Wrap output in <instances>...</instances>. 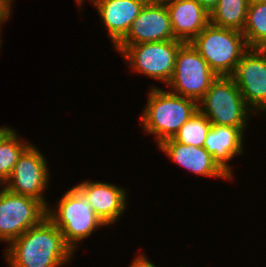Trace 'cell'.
<instances>
[{"label":"cell","instance_id":"8","mask_svg":"<svg viewBox=\"0 0 266 267\" xmlns=\"http://www.w3.org/2000/svg\"><path fill=\"white\" fill-rule=\"evenodd\" d=\"M47 207L39 200L6 188L0 193V242L7 245L47 217Z\"/></svg>","mask_w":266,"mask_h":267},{"label":"cell","instance_id":"4","mask_svg":"<svg viewBox=\"0 0 266 267\" xmlns=\"http://www.w3.org/2000/svg\"><path fill=\"white\" fill-rule=\"evenodd\" d=\"M198 110L212 125L239 128L244 134L254 115L230 76H218L198 102Z\"/></svg>","mask_w":266,"mask_h":267},{"label":"cell","instance_id":"25","mask_svg":"<svg viewBox=\"0 0 266 267\" xmlns=\"http://www.w3.org/2000/svg\"><path fill=\"white\" fill-rule=\"evenodd\" d=\"M10 127L9 126H1L0 127V138H1V136L9 129Z\"/></svg>","mask_w":266,"mask_h":267},{"label":"cell","instance_id":"3","mask_svg":"<svg viewBox=\"0 0 266 267\" xmlns=\"http://www.w3.org/2000/svg\"><path fill=\"white\" fill-rule=\"evenodd\" d=\"M55 203L57 205L54 207L47 206V218L61 231L74 253L82 240L84 242L93 232L106 227L75 186L68 188Z\"/></svg>","mask_w":266,"mask_h":267},{"label":"cell","instance_id":"12","mask_svg":"<svg viewBox=\"0 0 266 267\" xmlns=\"http://www.w3.org/2000/svg\"><path fill=\"white\" fill-rule=\"evenodd\" d=\"M75 187L83 194L96 215L108 227L118 223L128 206L125 187L107 182L84 180Z\"/></svg>","mask_w":266,"mask_h":267},{"label":"cell","instance_id":"9","mask_svg":"<svg viewBox=\"0 0 266 267\" xmlns=\"http://www.w3.org/2000/svg\"><path fill=\"white\" fill-rule=\"evenodd\" d=\"M48 165L40 149L31 143L19 156L5 188L15 194L33 197L47 207L49 202L44 193L47 194L51 182Z\"/></svg>","mask_w":266,"mask_h":267},{"label":"cell","instance_id":"11","mask_svg":"<svg viewBox=\"0 0 266 267\" xmlns=\"http://www.w3.org/2000/svg\"><path fill=\"white\" fill-rule=\"evenodd\" d=\"M168 40H175L169 11L163 0H148L114 49L120 54L128 45Z\"/></svg>","mask_w":266,"mask_h":267},{"label":"cell","instance_id":"1","mask_svg":"<svg viewBox=\"0 0 266 267\" xmlns=\"http://www.w3.org/2000/svg\"><path fill=\"white\" fill-rule=\"evenodd\" d=\"M7 246L3 255L8 267H64L74 256L61 231L47 217Z\"/></svg>","mask_w":266,"mask_h":267},{"label":"cell","instance_id":"27","mask_svg":"<svg viewBox=\"0 0 266 267\" xmlns=\"http://www.w3.org/2000/svg\"><path fill=\"white\" fill-rule=\"evenodd\" d=\"M260 2H266V0H248L249 4L260 3Z\"/></svg>","mask_w":266,"mask_h":267},{"label":"cell","instance_id":"21","mask_svg":"<svg viewBox=\"0 0 266 267\" xmlns=\"http://www.w3.org/2000/svg\"><path fill=\"white\" fill-rule=\"evenodd\" d=\"M12 4L11 0H0V29L4 23L8 22L12 14Z\"/></svg>","mask_w":266,"mask_h":267},{"label":"cell","instance_id":"22","mask_svg":"<svg viewBox=\"0 0 266 267\" xmlns=\"http://www.w3.org/2000/svg\"><path fill=\"white\" fill-rule=\"evenodd\" d=\"M134 258L132 263L126 267H157L154 265V262L152 263L148 256L144 255L143 253H138V255H136Z\"/></svg>","mask_w":266,"mask_h":267},{"label":"cell","instance_id":"16","mask_svg":"<svg viewBox=\"0 0 266 267\" xmlns=\"http://www.w3.org/2000/svg\"><path fill=\"white\" fill-rule=\"evenodd\" d=\"M245 135L239 128L212 125L204 143L205 150L218 165L233 179V166L229 165L234 157L244 154Z\"/></svg>","mask_w":266,"mask_h":267},{"label":"cell","instance_id":"14","mask_svg":"<svg viewBox=\"0 0 266 267\" xmlns=\"http://www.w3.org/2000/svg\"><path fill=\"white\" fill-rule=\"evenodd\" d=\"M148 0H98L93 4L106 27L113 48L126 36Z\"/></svg>","mask_w":266,"mask_h":267},{"label":"cell","instance_id":"26","mask_svg":"<svg viewBox=\"0 0 266 267\" xmlns=\"http://www.w3.org/2000/svg\"><path fill=\"white\" fill-rule=\"evenodd\" d=\"M5 189V182L0 178V193Z\"/></svg>","mask_w":266,"mask_h":267},{"label":"cell","instance_id":"20","mask_svg":"<svg viewBox=\"0 0 266 267\" xmlns=\"http://www.w3.org/2000/svg\"><path fill=\"white\" fill-rule=\"evenodd\" d=\"M212 124L199 110L181 127L174 139L181 144L203 147Z\"/></svg>","mask_w":266,"mask_h":267},{"label":"cell","instance_id":"2","mask_svg":"<svg viewBox=\"0 0 266 267\" xmlns=\"http://www.w3.org/2000/svg\"><path fill=\"white\" fill-rule=\"evenodd\" d=\"M146 101L139 120L144 134L154 135L157 146L174 138L180 127L198 111L195 100L154 85Z\"/></svg>","mask_w":266,"mask_h":267},{"label":"cell","instance_id":"18","mask_svg":"<svg viewBox=\"0 0 266 267\" xmlns=\"http://www.w3.org/2000/svg\"><path fill=\"white\" fill-rule=\"evenodd\" d=\"M21 137L15 128L10 126L0 138V178L4 182L11 176L19 156L31 144Z\"/></svg>","mask_w":266,"mask_h":267},{"label":"cell","instance_id":"23","mask_svg":"<svg viewBox=\"0 0 266 267\" xmlns=\"http://www.w3.org/2000/svg\"><path fill=\"white\" fill-rule=\"evenodd\" d=\"M209 14L216 8L219 0H196Z\"/></svg>","mask_w":266,"mask_h":267},{"label":"cell","instance_id":"6","mask_svg":"<svg viewBox=\"0 0 266 267\" xmlns=\"http://www.w3.org/2000/svg\"><path fill=\"white\" fill-rule=\"evenodd\" d=\"M183 43L175 39L128 45L120 55L132 73L148 76L167 85L174 72L177 52Z\"/></svg>","mask_w":266,"mask_h":267},{"label":"cell","instance_id":"17","mask_svg":"<svg viewBox=\"0 0 266 267\" xmlns=\"http://www.w3.org/2000/svg\"><path fill=\"white\" fill-rule=\"evenodd\" d=\"M248 0H219L216 8L210 13V23L223 28L243 31Z\"/></svg>","mask_w":266,"mask_h":267},{"label":"cell","instance_id":"7","mask_svg":"<svg viewBox=\"0 0 266 267\" xmlns=\"http://www.w3.org/2000/svg\"><path fill=\"white\" fill-rule=\"evenodd\" d=\"M217 77L191 42L183 43L177 52L167 89L198 103Z\"/></svg>","mask_w":266,"mask_h":267},{"label":"cell","instance_id":"15","mask_svg":"<svg viewBox=\"0 0 266 267\" xmlns=\"http://www.w3.org/2000/svg\"><path fill=\"white\" fill-rule=\"evenodd\" d=\"M163 1L177 40L191 42L210 23V14L196 0Z\"/></svg>","mask_w":266,"mask_h":267},{"label":"cell","instance_id":"24","mask_svg":"<svg viewBox=\"0 0 266 267\" xmlns=\"http://www.w3.org/2000/svg\"><path fill=\"white\" fill-rule=\"evenodd\" d=\"M75 1H76V5L80 7V9L82 8V5H84V2H85V0H75ZM96 1L98 0H90L89 2L93 5Z\"/></svg>","mask_w":266,"mask_h":267},{"label":"cell","instance_id":"28","mask_svg":"<svg viewBox=\"0 0 266 267\" xmlns=\"http://www.w3.org/2000/svg\"><path fill=\"white\" fill-rule=\"evenodd\" d=\"M1 33H2V31H1V29H0V48L2 47V36H1ZM1 50V49H0Z\"/></svg>","mask_w":266,"mask_h":267},{"label":"cell","instance_id":"5","mask_svg":"<svg viewBox=\"0 0 266 267\" xmlns=\"http://www.w3.org/2000/svg\"><path fill=\"white\" fill-rule=\"evenodd\" d=\"M191 44L217 76H231L249 49L242 31L209 23Z\"/></svg>","mask_w":266,"mask_h":267},{"label":"cell","instance_id":"10","mask_svg":"<svg viewBox=\"0 0 266 267\" xmlns=\"http://www.w3.org/2000/svg\"><path fill=\"white\" fill-rule=\"evenodd\" d=\"M230 77L254 114H266V48H249Z\"/></svg>","mask_w":266,"mask_h":267},{"label":"cell","instance_id":"19","mask_svg":"<svg viewBox=\"0 0 266 267\" xmlns=\"http://www.w3.org/2000/svg\"><path fill=\"white\" fill-rule=\"evenodd\" d=\"M242 33L249 48H266V2L248 5Z\"/></svg>","mask_w":266,"mask_h":267},{"label":"cell","instance_id":"13","mask_svg":"<svg viewBox=\"0 0 266 267\" xmlns=\"http://www.w3.org/2000/svg\"><path fill=\"white\" fill-rule=\"evenodd\" d=\"M158 149L176 165L184 167L198 177L200 175L233 181V178L218 165L204 147L184 145L170 138L158 145Z\"/></svg>","mask_w":266,"mask_h":267}]
</instances>
